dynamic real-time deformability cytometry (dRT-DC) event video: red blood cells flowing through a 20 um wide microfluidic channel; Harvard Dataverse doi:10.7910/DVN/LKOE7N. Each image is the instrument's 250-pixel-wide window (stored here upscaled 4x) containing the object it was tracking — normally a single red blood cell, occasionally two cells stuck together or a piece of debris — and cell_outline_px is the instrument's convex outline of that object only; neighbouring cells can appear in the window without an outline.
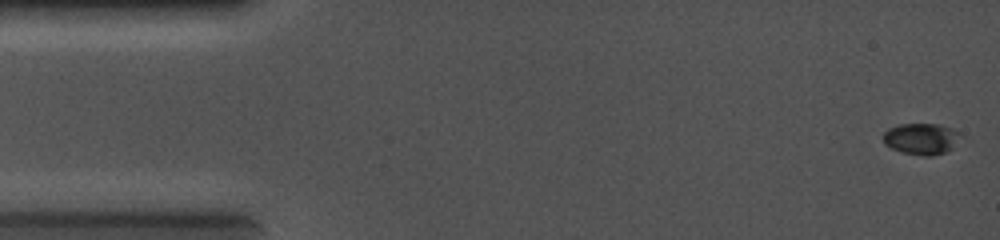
{"species": "common noctule bat (a hibernating species)", "species_latin": "Nyctalus noctula", "temperature_condition": "cold", "stored_images_in_passage": 5, "camera_frame_rate_fps": 5000, "um_per_image_px": 0.085, "animal": {"sex": "female", "body_mass_g": 19.0, "forearm_length_mm": 56.7}, "frame": {"image": 1, "passage_image": 1, "time_ms": 0.0, "image_size_px": [1000, 240], "cell_outline_px": [[956, 132], [952, 148], [944, 152], [932, 156], [924, 156], [904, 152], [892, 148], [884, 144], [884, 132], [888, 128], [900, 124], [940, 124], [952, 128]], "centroid_in_image_um": [78.22, 11.79], "position_along_channel_um": 6.8, "area_um2": 13.58}}
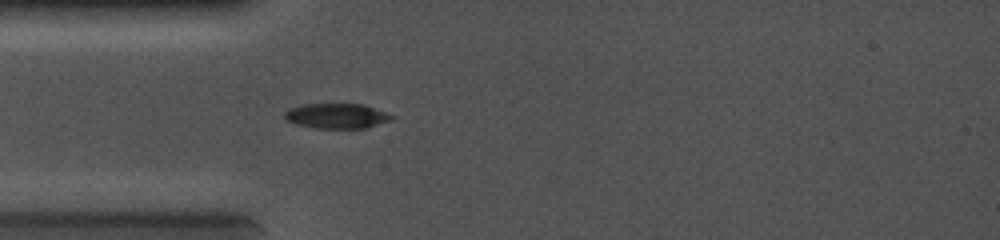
{"frame": {"image": 2, "passage_image": 4, "time_ms": 3.6, "image_size_px": [1000, 240], "cell_outline_px": [[396, 116], [392, 120], [368, 128], [316, 128], [296, 124], [288, 120], [284, 116], [284, 112], [288, 108], [304, 104], [364, 104]], "centroid_in_image_um": [28.65, 9.85], "position_along_channel_um": 56.3, "area_um2": 15.72}}